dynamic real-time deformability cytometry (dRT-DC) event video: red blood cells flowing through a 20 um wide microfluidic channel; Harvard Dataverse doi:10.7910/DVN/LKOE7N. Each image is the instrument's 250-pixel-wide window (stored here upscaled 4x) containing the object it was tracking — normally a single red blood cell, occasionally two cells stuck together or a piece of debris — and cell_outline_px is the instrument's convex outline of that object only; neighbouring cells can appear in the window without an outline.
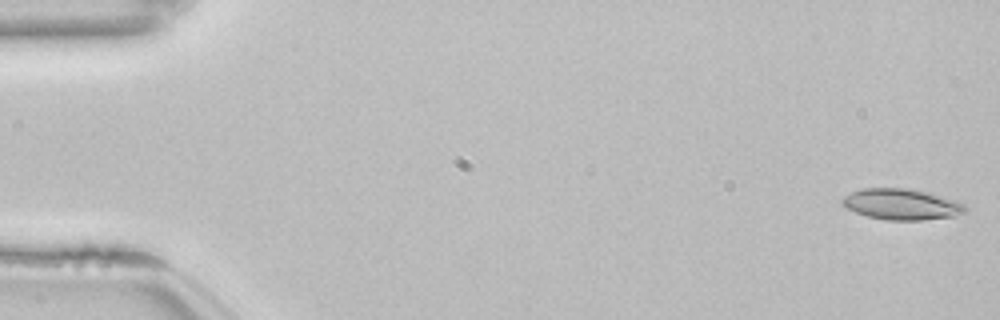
{"species": "common noctule bat (a hibernating species)", "species_latin": "Nyctalus noctula", "temperature_condition": "room temperature", "stored_images_in_passage": 54, "camera_frame_rate_fps": 3000, "um_per_image_px": 0.085, "animal": {"sex": "female", "body_mass_g": 22.7, "forearm_length_mm": 54.2}, "frame": {"image": 1, "passage_image": 1, "time_ms": 0.0, "image_size_px": [1000, 320], "cell_outline_px": [[968, 212], [952, 216], [924, 220], [884, 220], [868, 216], [856, 212], [840, 204], [840, 200], [844, 196], [852, 192], [864, 188], [908, 188], [956, 200], [964, 204], [968, 208]], "centroid_in_image_um": [76.63, 17.37], "position_along_channel_um": 8.4, "area_um2": 22.14}}
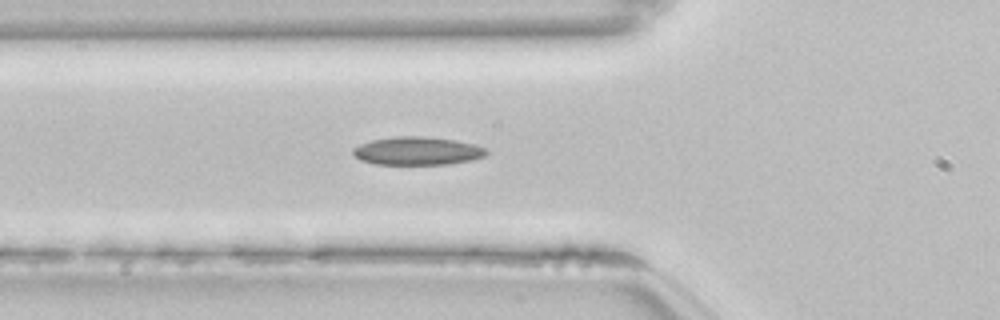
{"frame": {"image": 2, "passage_image": 19, "time_ms": 6.0, "image_size_px": [1000, 320], "cell_outline_px": [[488, 152], [484, 156], [472, 160], [448, 164], [376, 164], [360, 160], [352, 152], [352, 148], [360, 144], [372, 140], [396, 136], [420, 136], [456, 140], [472, 144], [484, 148]], "centroid_in_image_um": [35.45, 12.83], "position_along_channel_um": 90.3, "area_um2": 21.73}}
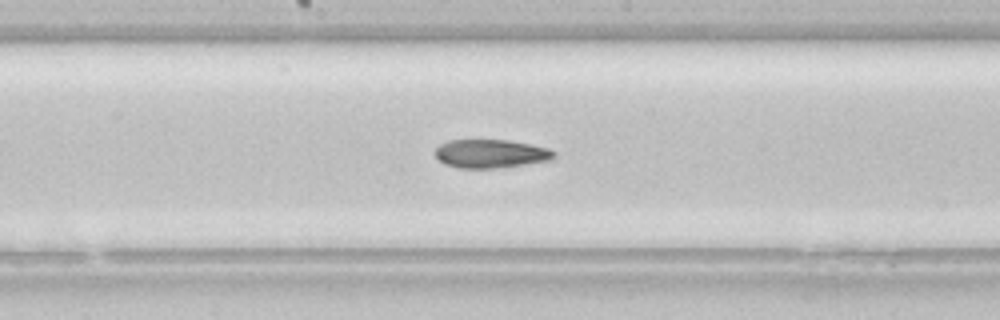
{"frame": {"image": 3, "passage_image": 28, "time_ms": 9.0, "image_size_px": [1000, 320], "cell_outline_px": [[556, 156], [548, 160], [524, 164], [496, 168], [456, 168], [444, 164], [436, 156], [436, 148], [440, 144], [448, 140], [508, 140], [532, 144], [548, 148], [556, 152]], "centroid_in_image_um": [41.7, 13.06], "position_along_channel_um": 206.5, "area_um2": 19.71}, "authors_computed_cell_mechanics": {"area_um2": 20.5768, "velocity_mm_per_s": 3.8519, "shape_relaxation_time_tau1_ms": null, "shape_relaxation_time_tau2_ms": 6.7725, "deformation_change_tau1": null, "deformation_change_tau2": 0.1377}}